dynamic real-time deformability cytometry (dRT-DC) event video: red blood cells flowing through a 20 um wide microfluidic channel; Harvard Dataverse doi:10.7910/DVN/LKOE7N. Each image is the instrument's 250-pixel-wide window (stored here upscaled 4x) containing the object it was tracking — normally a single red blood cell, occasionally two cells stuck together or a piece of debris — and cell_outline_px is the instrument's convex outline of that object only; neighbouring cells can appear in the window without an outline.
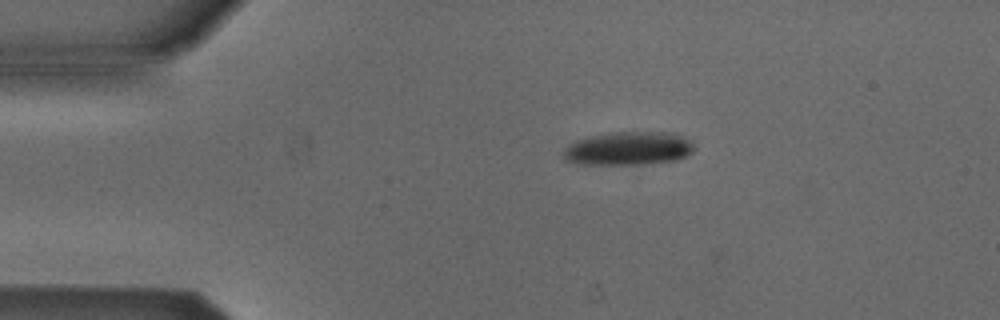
{"species": "Egyptian fruit bat (a non-hibernating species)", "species_latin": "Rousettus aegyptiacus", "temperature_condition": "cold", "stored_images_in_passage": 4, "camera_frame_rate_fps": 3000, "um_per_image_px": 0.085, "animal": {"sex": "male"}, "frame": {"image": 1, "passage_image": 3, "time_ms": 0.667, "image_size_px": [1000, 320], "cell_outline_px": [[696, 148], [692, 152], [676, 160], [644, 164], [576, 164], [564, 160], [560, 152], [568, 144], [576, 140], [592, 136], [616, 132], [672, 132], [688, 140]], "centroid_in_image_um": [53.35, 12.63], "position_along_channel_um": 31.6, "area_um2": 25.55}}